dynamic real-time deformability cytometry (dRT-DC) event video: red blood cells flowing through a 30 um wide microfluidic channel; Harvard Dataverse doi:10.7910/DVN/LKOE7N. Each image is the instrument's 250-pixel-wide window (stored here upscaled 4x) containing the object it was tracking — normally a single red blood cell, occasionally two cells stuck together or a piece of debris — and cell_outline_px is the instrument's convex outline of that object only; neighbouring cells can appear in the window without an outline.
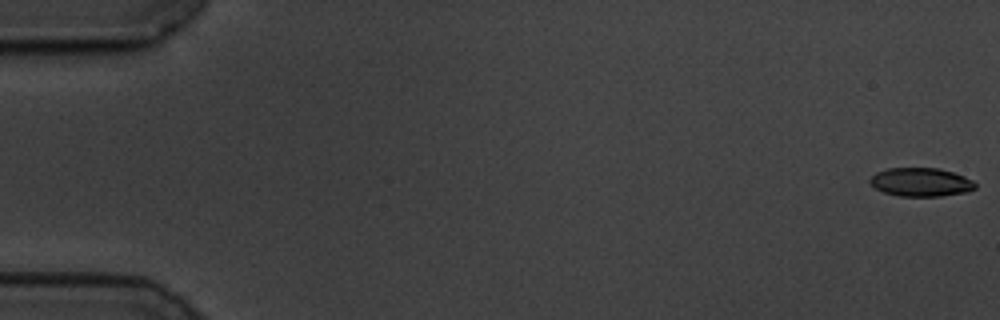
{"species": "common noctule bat (a hibernating species)", "species_latin": "Nyctalus noctula", "temperature_condition": "cold", "stored_images_in_passage": 58, "camera_frame_rate_fps": 3000, "um_per_image_px": 0.085, "animal": {"sex": "male", "body_mass_g": 19.5, "forearm_length_mm": 54.6}, "frame": {"image": 1, "passage_image": 1, "time_ms": 0.0, "image_size_px": [1000, 320], "cell_outline_px": [[976, 188], [968, 192], [940, 196], [900, 196], [884, 192], [876, 188], [868, 180], [876, 172], [888, 168], [940, 168], [964, 176], [972, 180], [976, 184]], "centroid_in_image_um": [78.29, 15.48], "position_along_channel_um": 6.7, "area_um2": 17.51}}
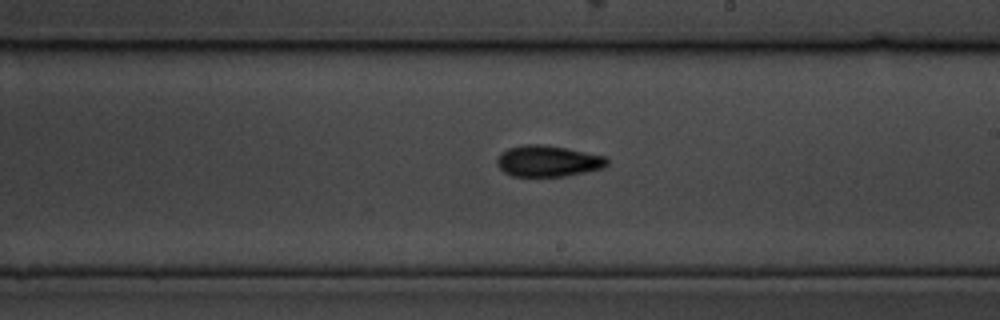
{"frame": {"image": 2, "passage_image": 34, "time_ms": 11.0, "image_size_px": [1000, 320], "cell_outline_px": [[608, 164], [604, 168], [564, 176], [512, 176], [504, 172], [496, 164], [496, 160], [500, 152], [508, 148], [524, 144], [544, 144], [608, 156]], "centroid_in_image_um": [46.57, 13.68], "position_along_channel_um": 242.4, "area_um2": 20.17}}
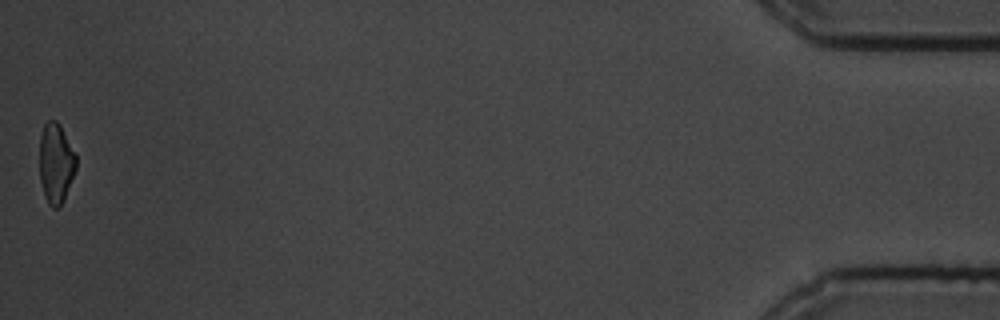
{"frame": {"image": 3, "passage_image": 58, "time_ms": 19.0, "image_size_px": [1000, 320], "cell_outline_px": [[76, 168], [64, 200], [56, 208], [52, 208], [48, 204], [40, 180], [40, 136], [44, 124], [48, 120], [56, 120], [60, 124], [76, 152]], "centroid_in_image_um": [4.76, 13.83], "position_along_channel_um": 430.4, "area_um2": 17.11}, "authors_computed_cell_mechanics": {"area_um2": 18.7272, "velocity_mm_per_s": 3.5033, "shape_relaxation_time_tau1_ms": 3.3261, "shape_relaxation_time_tau2_ms": 6.7611, "deformation_change_tau1": 0.1348, "deformation_change_tau2": 0.1403}}